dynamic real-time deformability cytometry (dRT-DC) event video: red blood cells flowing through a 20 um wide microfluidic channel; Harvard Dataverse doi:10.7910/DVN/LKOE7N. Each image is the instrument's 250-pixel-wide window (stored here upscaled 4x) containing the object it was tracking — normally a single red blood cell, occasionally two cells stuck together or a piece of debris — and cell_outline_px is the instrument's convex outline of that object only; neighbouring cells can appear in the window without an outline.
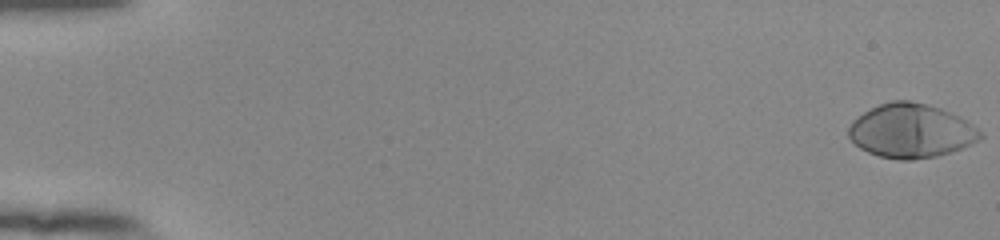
{"species": "human", "species_latin": "Homo sapiens", "temperature_condition": "room temperature", "stored_images_in_passage": 55, "camera_frame_rate_fps": 3000, "um_per_image_px": 0.085, "donor": {"sex": "female"}, "frame": {"image": 1, "passage_image": 1, "time_ms": 0.0, "image_size_px": [1000, 240], "cell_outline_px": [[984, 136], [972, 144], [936, 156], [912, 160], [900, 160], [880, 156], [868, 152], [860, 148], [848, 136], [848, 128], [852, 120], [864, 112], [880, 104], [892, 100], [908, 100], [940, 108], [960, 116], [972, 124]], "centroid_in_image_um": [77.43, 11.12], "position_along_channel_um": 7.6, "area_um2": 41.15}}
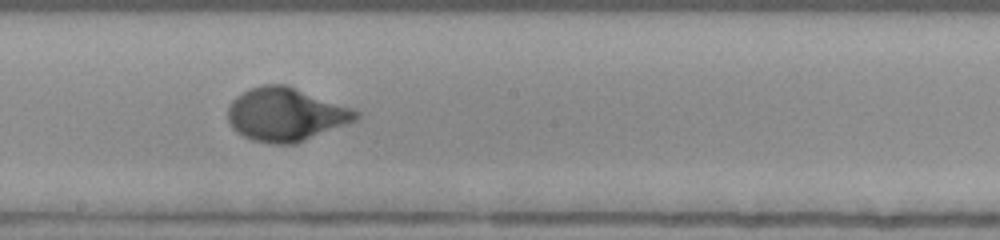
{"frame": {"image": 2, "passage_image": 32, "time_ms": 10.333, "image_size_px": [1000, 240], "cell_outline_px": [[360, 116], [356, 120], [296, 144], [272, 144], [252, 140], [236, 132], [232, 128], [228, 120], [228, 108], [232, 100], [236, 96], [252, 88], [264, 84], [288, 84], [352, 108], [360, 112]], "centroid_in_image_um": [24.29, 9.73], "position_along_channel_um": 223.9, "area_um2": 39.94}}
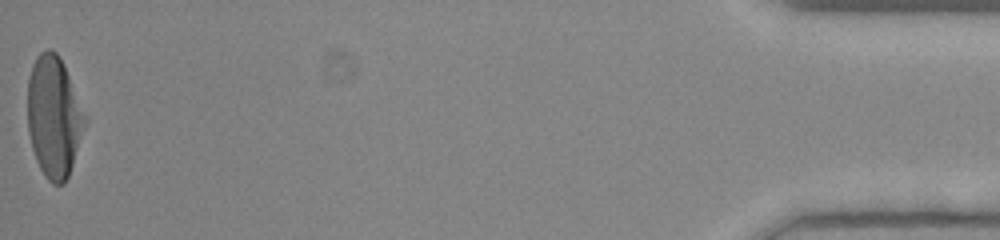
{"frame": {"image": 3, "passage_image": 55, "time_ms": 18.0, "image_size_px": [1000, 240], "cell_outline_px": [[88, 120], [68, 176], [64, 184], [52, 184], [44, 176], [36, 160], [32, 148], [28, 132], [28, 76], [32, 64], [36, 56], [40, 52], [48, 48], [56, 52], [64, 64]], "centroid_in_image_um": [4.58, 9.91], "position_along_channel_um": 430.6, "area_um2": 40.75}, "authors_computed_cell_mechanics": {"area_um2": 39.0728, "velocity_mm_per_s": 3.8604, "shape_relaxation_time_tau1_ms": 3.3352, "shape_relaxation_time_tau2_ms": null, "deformation_change_tau1": 0.2369, "deformation_change_tau2": null}}